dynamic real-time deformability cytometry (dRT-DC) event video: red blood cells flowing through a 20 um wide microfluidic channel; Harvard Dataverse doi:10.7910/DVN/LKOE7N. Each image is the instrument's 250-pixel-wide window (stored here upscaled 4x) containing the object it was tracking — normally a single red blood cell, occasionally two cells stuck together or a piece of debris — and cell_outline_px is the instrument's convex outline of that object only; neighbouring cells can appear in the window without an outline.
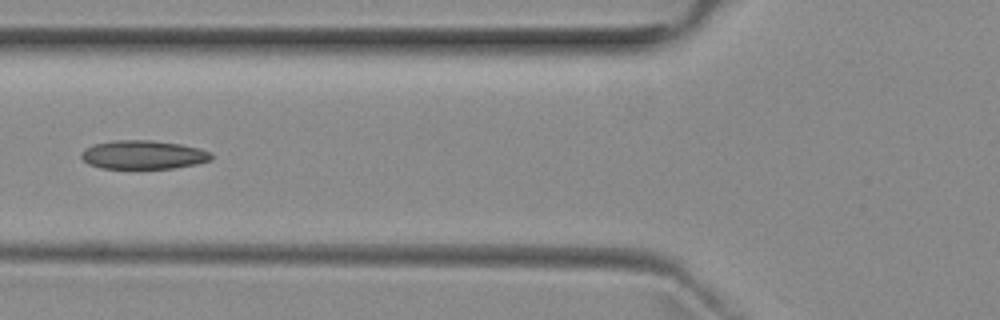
{"species": "common noctule bat (a hibernating species)", "species_latin": "Nyctalus noctula", "temperature_condition": "room temperature", "stored_images_in_passage": 6, "camera_frame_rate_fps": 3000, "um_per_image_px": 0.085, "animal": {"sex": "female", "body_mass_g": 29.2, "forearm_length_mm": 56.3}, "frame": {"image": 1, "passage_image": 5, "time_ms": 5.667, "image_size_px": [1000, 320], "cell_outline_px": [[212, 160], [196, 164], [176, 168], [104, 168], [88, 164], [80, 156], [80, 152], [92, 144], [112, 140], [152, 140], [180, 144], [200, 148], [212, 152]], "centroid_in_image_um": [12.19, 13.14], "position_along_channel_um": 113.6, "area_um2": 21.91}}
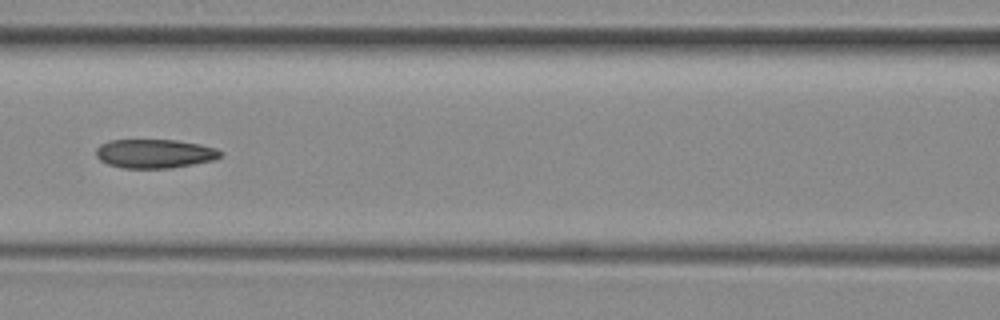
{"frame": {"image": 2, "passage_image": 6, "time_ms": 6.667, "image_size_px": [1000, 320], "cell_outline_px": [[224, 152], [216, 160], [172, 168], [124, 168], [108, 164], [100, 160], [96, 156], [96, 148], [100, 144], [108, 140], [176, 140], [200, 144], [216, 148]], "centroid_in_image_um": [13.16, 13.06], "position_along_channel_um": 153.4, "area_um2": 21.15}}